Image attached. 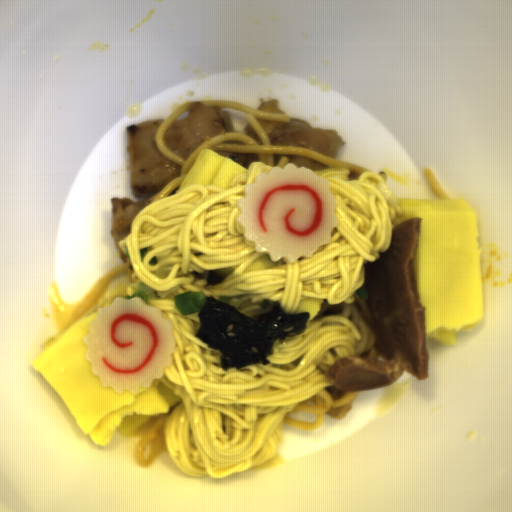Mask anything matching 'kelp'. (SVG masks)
<instances>
[{
    "instance_id": "1",
    "label": "kelp",
    "mask_w": 512,
    "mask_h": 512,
    "mask_svg": "<svg viewBox=\"0 0 512 512\" xmlns=\"http://www.w3.org/2000/svg\"><path fill=\"white\" fill-rule=\"evenodd\" d=\"M197 315L201 325L195 337L220 351L219 363L225 372L254 364L270 365L275 342L306 332L310 311L286 313L279 300L264 298L257 303L268 312L251 317L231 303H224L212 294Z\"/></svg>"
},
{
    "instance_id": "2",
    "label": "kelp",
    "mask_w": 512,
    "mask_h": 512,
    "mask_svg": "<svg viewBox=\"0 0 512 512\" xmlns=\"http://www.w3.org/2000/svg\"><path fill=\"white\" fill-rule=\"evenodd\" d=\"M189 274H191L199 279H205L209 285L216 284V283H223L227 277V273L214 271V270L213 271H204L202 273H199L196 270H191Z\"/></svg>"
}]
</instances>
